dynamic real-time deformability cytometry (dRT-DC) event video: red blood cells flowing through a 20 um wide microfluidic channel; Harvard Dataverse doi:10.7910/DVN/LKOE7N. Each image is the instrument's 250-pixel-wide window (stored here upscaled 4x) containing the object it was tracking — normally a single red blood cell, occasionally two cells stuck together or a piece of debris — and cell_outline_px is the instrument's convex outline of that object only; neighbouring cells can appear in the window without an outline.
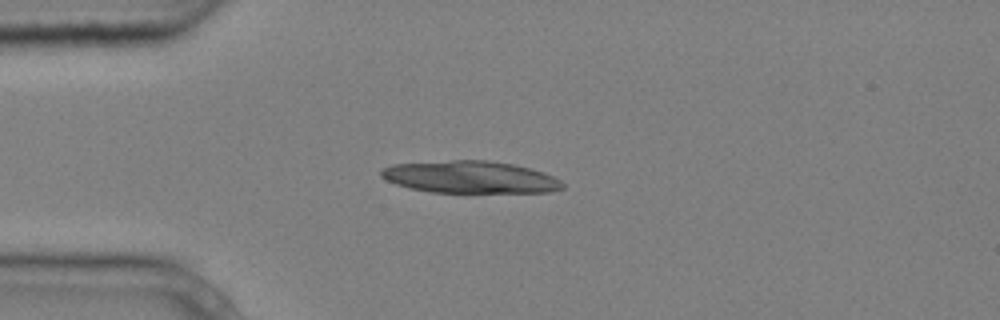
{"species": "common noctule bat (a hibernating species)", "species_latin": "Nyctalus noctula", "temperature_condition": "cold", "stored_images_in_passage": 2, "camera_frame_rate_fps": 3000, "um_per_image_px": 0.085, "animal": {"sex": "male", "body_mass_g": 20.4}, "frame": {"image": 1, "passage_image": 2, "time_ms": 0.333, "image_size_px": [1000, 320], "cell_outline_px": [[564, 188], [552, 192], [432, 192], [408, 188], [396, 184], [380, 176], [380, 172], [384, 168], [392, 164], [452, 160], [488, 160], [512, 164], [532, 168], [544, 172], [560, 180], [564, 184]], "centroid_in_image_um": [39.99, 15.05], "position_along_channel_um": 45.0, "area_um2": 34.04}}